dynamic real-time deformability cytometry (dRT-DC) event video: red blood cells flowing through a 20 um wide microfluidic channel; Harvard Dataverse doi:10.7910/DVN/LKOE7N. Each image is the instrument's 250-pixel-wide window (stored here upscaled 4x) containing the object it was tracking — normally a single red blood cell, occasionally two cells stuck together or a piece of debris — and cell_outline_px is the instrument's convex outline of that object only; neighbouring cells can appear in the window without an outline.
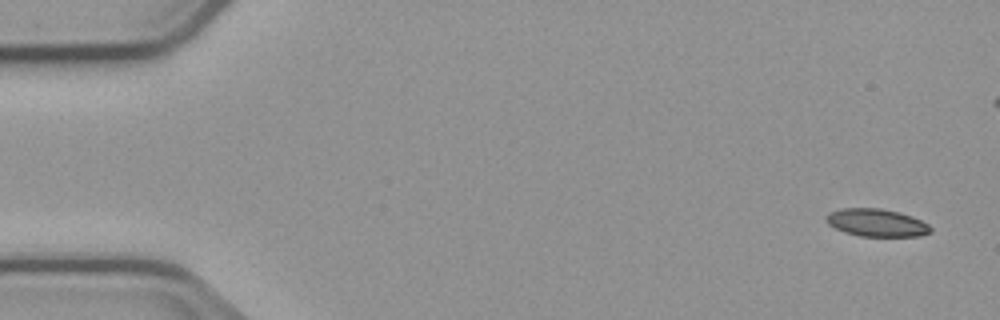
{"species": "common noctule bat (a hibernating species)", "species_latin": "Nyctalus noctula", "temperature_condition": "cold", "stored_images_in_passage": 6, "camera_frame_rate_fps": 3000, "um_per_image_px": 0.085, "animal": {"sex": "male", "body_mass_g": 23.1, "forearm_length_mm": 52.7}, "frame": {"image": 1, "passage_image": 1, "time_ms": 0.0, "image_size_px": [1000, 320], "cell_outline_px": [[932, 232], [920, 236], [860, 236], [844, 232], [828, 224], [824, 220], [824, 216], [828, 212], [840, 208], [880, 208], [900, 212], [912, 216], [928, 224], [932, 228]], "centroid_in_image_um": [74.48, 18.92], "position_along_channel_um": 10.5, "area_um2": 17.05}}